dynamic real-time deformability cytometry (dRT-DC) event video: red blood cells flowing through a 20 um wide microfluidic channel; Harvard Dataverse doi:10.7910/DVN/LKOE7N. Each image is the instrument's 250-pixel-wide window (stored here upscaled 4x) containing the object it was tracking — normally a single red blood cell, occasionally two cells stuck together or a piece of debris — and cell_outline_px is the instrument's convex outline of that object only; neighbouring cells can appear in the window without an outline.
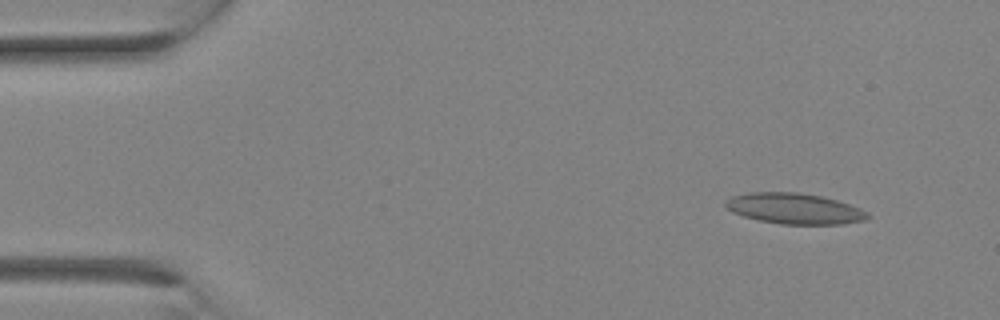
{"species": "Egyptian fruit bat (a non-hibernating species)", "species_latin": "Rousettus aegyptiacus", "temperature_condition": "room temperature", "stored_images_in_passage": 19, "camera_frame_rate_fps": 3000, "um_per_image_px": 0.085, "animal": {"sex": "female"}, "frame": {"image": 1, "passage_image": 3, "time_ms": 0.667, "image_size_px": [1000, 320], "cell_outline_px": [[872, 216], [864, 220], [840, 224], [780, 224], [760, 220], [744, 216], [732, 212], [724, 204], [724, 200], [732, 196], [748, 192], [800, 192], [820, 196], [836, 200], [860, 208], [868, 212]], "centroid_in_image_um": [67.51, 17.72], "position_along_channel_um": 17.5, "area_um2": 25.43}}
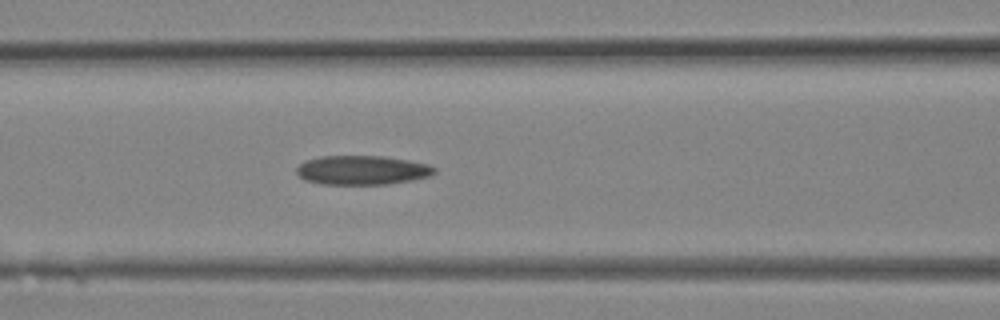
{"frame": {"image": 2, "passage_image": 12, "time_ms": 3.667, "image_size_px": [1000, 320], "cell_outline_px": [[436, 172], [432, 176], [412, 180], [388, 184], [320, 184], [304, 180], [296, 172], [296, 168], [304, 160], [320, 156], [384, 156], [408, 160], [428, 164], [436, 168]], "centroid_in_image_um": [30.78, 14.46], "position_along_channel_um": 135.8, "area_um2": 23.64}}
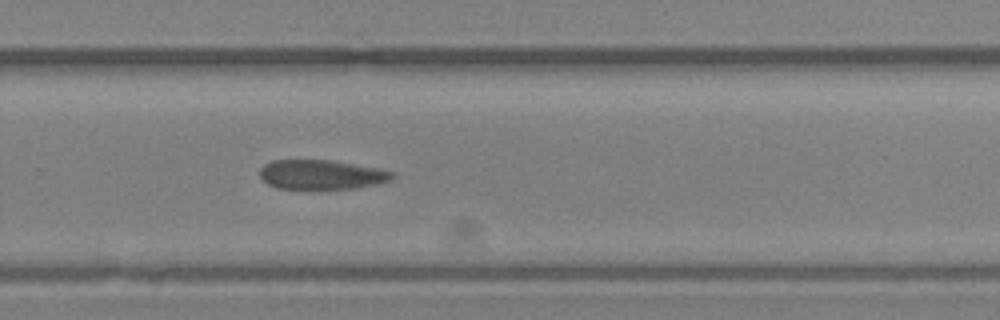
{"frame": {"image": 3, "passage_image": 19, "time_ms": 6.0, "image_size_px": [1000, 320], "cell_outline_px": [[396, 176], [392, 180], [376, 184], [356, 188], [276, 188], [268, 184], [260, 176], [260, 168], [264, 164], [272, 160], [332, 160], [376, 168], [396, 172]], "centroid_in_image_um": [27.35, 14.83], "position_along_channel_um": 302.5, "area_um2": 22.66}}